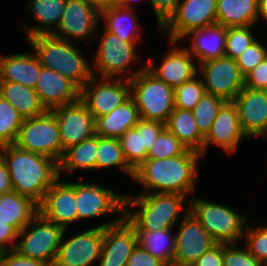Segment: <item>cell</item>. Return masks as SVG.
<instances>
[{"label": "cell", "mask_w": 267, "mask_h": 266, "mask_svg": "<svg viewBox=\"0 0 267 266\" xmlns=\"http://www.w3.org/2000/svg\"><path fill=\"white\" fill-rule=\"evenodd\" d=\"M267 24V0H258V22Z\"/></svg>", "instance_id": "cell-54"}, {"label": "cell", "mask_w": 267, "mask_h": 266, "mask_svg": "<svg viewBox=\"0 0 267 266\" xmlns=\"http://www.w3.org/2000/svg\"><path fill=\"white\" fill-rule=\"evenodd\" d=\"M249 223L245 227L242 244L258 261L267 265V223L260 222L257 226Z\"/></svg>", "instance_id": "cell-40"}, {"label": "cell", "mask_w": 267, "mask_h": 266, "mask_svg": "<svg viewBox=\"0 0 267 266\" xmlns=\"http://www.w3.org/2000/svg\"><path fill=\"white\" fill-rule=\"evenodd\" d=\"M35 90L48 111L80 99V88L74 82L57 71L44 67L40 69Z\"/></svg>", "instance_id": "cell-23"}, {"label": "cell", "mask_w": 267, "mask_h": 266, "mask_svg": "<svg viewBox=\"0 0 267 266\" xmlns=\"http://www.w3.org/2000/svg\"><path fill=\"white\" fill-rule=\"evenodd\" d=\"M126 266H167L159 258L143 249L139 243L136 245L127 260Z\"/></svg>", "instance_id": "cell-47"}, {"label": "cell", "mask_w": 267, "mask_h": 266, "mask_svg": "<svg viewBox=\"0 0 267 266\" xmlns=\"http://www.w3.org/2000/svg\"><path fill=\"white\" fill-rule=\"evenodd\" d=\"M100 25V11L91 0H67L64 13L56 30V38L73 43H91Z\"/></svg>", "instance_id": "cell-12"}, {"label": "cell", "mask_w": 267, "mask_h": 266, "mask_svg": "<svg viewBox=\"0 0 267 266\" xmlns=\"http://www.w3.org/2000/svg\"><path fill=\"white\" fill-rule=\"evenodd\" d=\"M198 75L201 77L206 93L232 102L244 88V75L235 59L223 56L198 64Z\"/></svg>", "instance_id": "cell-15"}, {"label": "cell", "mask_w": 267, "mask_h": 266, "mask_svg": "<svg viewBox=\"0 0 267 266\" xmlns=\"http://www.w3.org/2000/svg\"><path fill=\"white\" fill-rule=\"evenodd\" d=\"M19 232L6 222H0V249L8 251L15 249Z\"/></svg>", "instance_id": "cell-51"}, {"label": "cell", "mask_w": 267, "mask_h": 266, "mask_svg": "<svg viewBox=\"0 0 267 266\" xmlns=\"http://www.w3.org/2000/svg\"><path fill=\"white\" fill-rule=\"evenodd\" d=\"M136 11L120 6L105 8L100 11V24L123 41L138 46L143 43L145 29Z\"/></svg>", "instance_id": "cell-25"}, {"label": "cell", "mask_w": 267, "mask_h": 266, "mask_svg": "<svg viewBox=\"0 0 267 266\" xmlns=\"http://www.w3.org/2000/svg\"><path fill=\"white\" fill-rule=\"evenodd\" d=\"M114 167L132 181L134 170L126 162L119 138L98 136L96 172L104 169L109 170V168L114 169Z\"/></svg>", "instance_id": "cell-35"}, {"label": "cell", "mask_w": 267, "mask_h": 266, "mask_svg": "<svg viewBox=\"0 0 267 266\" xmlns=\"http://www.w3.org/2000/svg\"><path fill=\"white\" fill-rule=\"evenodd\" d=\"M181 0H149V5L155 15L157 29L177 9Z\"/></svg>", "instance_id": "cell-46"}, {"label": "cell", "mask_w": 267, "mask_h": 266, "mask_svg": "<svg viewBox=\"0 0 267 266\" xmlns=\"http://www.w3.org/2000/svg\"><path fill=\"white\" fill-rule=\"evenodd\" d=\"M216 24L226 28L259 25L258 0H217Z\"/></svg>", "instance_id": "cell-30"}, {"label": "cell", "mask_w": 267, "mask_h": 266, "mask_svg": "<svg viewBox=\"0 0 267 266\" xmlns=\"http://www.w3.org/2000/svg\"><path fill=\"white\" fill-rule=\"evenodd\" d=\"M124 215L110 221L77 231L65 240L64 231L53 266H94L99 261L103 243V228L119 222Z\"/></svg>", "instance_id": "cell-9"}, {"label": "cell", "mask_w": 267, "mask_h": 266, "mask_svg": "<svg viewBox=\"0 0 267 266\" xmlns=\"http://www.w3.org/2000/svg\"><path fill=\"white\" fill-rule=\"evenodd\" d=\"M1 266H49L47 263L21 255L15 249L3 251Z\"/></svg>", "instance_id": "cell-48"}, {"label": "cell", "mask_w": 267, "mask_h": 266, "mask_svg": "<svg viewBox=\"0 0 267 266\" xmlns=\"http://www.w3.org/2000/svg\"><path fill=\"white\" fill-rule=\"evenodd\" d=\"M11 191H13V188L11 185L10 174L4 160L0 156V195Z\"/></svg>", "instance_id": "cell-52"}, {"label": "cell", "mask_w": 267, "mask_h": 266, "mask_svg": "<svg viewBox=\"0 0 267 266\" xmlns=\"http://www.w3.org/2000/svg\"><path fill=\"white\" fill-rule=\"evenodd\" d=\"M76 181L59 177L44 194L38 213L64 229L78 222L76 210Z\"/></svg>", "instance_id": "cell-18"}, {"label": "cell", "mask_w": 267, "mask_h": 266, "mask_svg": "<svg viewBox=\"0 0 267 266\" xmlns=\"http://www.w3.org/2000/svg\"><path fill=\"white\" fill-rule=\"evenodd\" d=\"M141 120L135 101L130 97L110 113L95 119V134L100 137L120 138Z\"/></svg>", "instance_id": "cell-28"}, {"label": "cell", "mask_w": 267, "mask_h": 266, "mask_svg": "<svg viewBox=\"0 0 267 266\" xmlns=\"http://www.w3.org/2000/svg\"><path fill=\"white\" fill-rule=\"evenodd\" d=\"M224 103L222 98L205 93L192 110L197 128L204 137L210 132L218 110Z\"/></svg>", "instance_id": "cell-37"}, {"label": "cell", "mask_w": 267, "mask_h": 266, "mask_svg": "<svg viewBox=\"0 0 267 266\" xmlns=\"http://www.w3.org/2000/svg\"><path fill=\"white\" fill-rule=\"evenodd\" d=\"M94 43H98L91 59L94 76L131 80L145 67L143 63L139 69L132 68L133 65L136 67L135 63H138V60H141V54L138 56V51L136 52L137 45L123 41L101 24L95 35Z\"/></svg>", "instance_id": "cell-5"}, {"label": "cell", "mask_w": 267, "mask_h": 266, "mask_svg": "<svg viewBox=\"0 0 267 266\" xmlns=\"http://www.w3.org/2000/svg\"><path fill=\"white\" fill-rule=\"evenodd\" d=\"M65 229L39 213L19 232L15 250L53 266Z\"/></svg>", "instance_id": "cell-8"}, {"label": "cell", "mask_w": 267, "mask_h": 266, "mask_svg": "<svg viewBox=\"0 0 267 266\" xmlns=\"http://www.w3.org/2000/svg\"><path fill=\"white\" fill-rule=\"evenodd\" d=\"M244 140L249 139L241 129L237 109L233 102H225L218 110L212 128L205 137L203 159L211 145L232 156L239 151V145Z\"/></svg>", "instance_id": "cell-20"}, {"label": "cell", "mask_w": 267, "mask_h": 266, "mask_svg": "<svg viewBox=\"0 0 267 266\" xmlns=\"http://www.w3.org/2000/svg\"><path fill=\"white\" fill-rule=\"evenodd\" d=\"M255 26H238L226 28L225 55L236 59L258 36H255Z\"/></svg>", "instance_id": "cell-39"}, {"label": "cell", "mask_w": 267, "mask_h": 266, "mask_svg": "<svg viewBox=\"0 0 267 266\" xmlns=\"http://www.w3.org/2000/svg\"><path fill=\"white\" fill-rule=\"evenodd\" d=\"M174 229L136 231L138 234V243L143 249L151 253L154 257L159 258L167 266H173L175 253Z\"/></svg>", "instance_id": "cell-34"}, {"label": "cell", "mask_w": 267, "mask_h": 266, "mask_svg": "<svg viewBox=\"0 0 267 266\" xmlns=\"http://www.w3.org/2000/svg\"><path fill=\"white\" fill-rule=\"evenodd\" d=\"M0 96L7 100L26 119L43 115L48 110L34 88L21 83L0 81Z\"/></svg>", "instance_id": "cell-31"}, {"label": "cell", "mask_w": 267, "mask_h": 266, "mask_svg": "<svg viewBox=\"0 0 267 266\" xmlns=\"http://www.w3.org/2000/svg\"><path fill=\"white\" fill-rule=\"evenodd\" d=\"M10 174L13 191L29 197L39 205L46 191L59 178V165L54 159L23 150L15 144L0 148Z\"/></svg>", "instance_id": "cell-2"}, {"label": "cell", "mask_w": 267, "mask_h": 266, "mask_svg": "<svg viewBox=\"0 0 267 266\" xmlns=\"http://www.w3.org/2000/svg\"><path fill=\"white\" fill-rule=\"evenodd\" d=\"M176 228L173 266H190L216 244L191 211Z\"/></svg>", "instance_id": "cell-16"}, {"label": "cell", "mask_w": 267, "mask_h": 266, "mask_svg": "<svg viewBox=\"0 0 267 266\" xmlns=\"http://www.w3.org/2000/svg\"><path fill=\"white\" fill-rule=\"evenodd\" d=\"M142 1H144V0H119L118 6L136 10V7L134 5H136L137 2L139 3ZM147 1L149 4V0H147Z\"/></svg>", "instance_id": "cell-55"}, {"label": "cell", "mask_w": 267, "mask_h": 266, "mask_svg": "<svg viewBox=\"0 0 267 266\" xmlns=\"http://www.w3.org/2000/svg\"><path fill=\"white\" fill-rule=\"evenodd\" d=\"M2 252H3V250L0 249V266H1V255H2Z\"/></svg>", "instance_id": "cell-56"}, {"label": "cell", "mask_w": 267, "mask_h": 266, "mask_svg": "<svg viewBox=\"0 0 267 266\" xmlns=\"http://www.w3.org/2000/svg\"><path fill=\"white\" fill-rule=\"evenodd\" d=\"M189 210L215 243L241 244L249 219L241 211L196 194L190 198Z\"/></svg>", "instance_id": "cell-6"}, {"label": "cell", "mask_w": 267, "mask_h": 266, "mask_svg": "<svg viewBox=\"0 0 267 266\" xmlns=\"http://www.w3.org/2000/svg\"><path fill=\"white\" fill-rule=\"evenodd\" d=\"M24 118L0 96V147L14 144Z\"/></svg>", "instance_id": "cell-38"}, {"label": "cell", "mask_w": 267, "mask_h": 266, "mask_svg": "<svg viewBox=\"0 0 267 266\" xmlns=\"http://www.w3.org/2000/svg\"><path fill=\"white\" fill-rule=\"evenodd\" d=\"M190 266H223V244H215Z\"/></svg>", "instance_id": "cell-49"}, {"label": "cell", "mask_w": 267, "mask_h": 266, "mask_svg": "<svg viewBox=\"0 0 267 266\" xmlns=\"http://www.w3.org/2000/svg\"><path fill=\"white\" fill-rule=\"evenodd\" d=\"M217 0H181L177 9L158 28L163 39L180 41L189 31L216 24Z\"/></svg>", "instance_id": "cell-11"}, {"label": "cell", "mask_w": 267, "mask_h": 266, "mask_svg": "<svg viewBox=\"0 0 267 266\" xmlns=\"http://www.w3.org/2000/svg\"><path fill=\"white\" fill-rule=\"evenodd\" d=\"M14 144L23 150L50 157L58 163L62 158L59 127L51 111L24 119Z\"/></svg>", "instance_id": "cell-10"}, {"label": "cell", "mask_w": 267, "mask_h": 266, "mask_svg": "<svg viewBox=\"0 0 267 266\" xmlns=\"http://www.w3.org/2000/svg\"><path fill=\"white\" fill-rule=\"evenodd\" d=\"M205 93L203 81L197 75L174 90L175 108L192 111Z\"/></svg>", "instance_id": "cell-41"}, {"label": "cell", "mask_w": 267, "mask_h": 266, "mask_svg": "<svg viewBox=\"0 0 267 266\" xmlns=\"http://www.w3.org/2000/svg\"><path fill=\"white\" fill-rule=\"evenodd\" d=\"M131 97L130 80L92 76L80 89V100L94 119L107 115Z\"/></svg>", "instance_id": "cell-14"}, {"label": "cell", "mask_w": 267, "mask_h": 266, "mask_svg": "<svg viewBox=\"0 0 267 266\" xmlns=\"http://www.w3.org/2000/svg\"><path fill=\"white\" fill-rule=\"evenodd\" d=\"M26 41L42 67L57 71L80 89L93 76L91 59L88 61L77 43L52 35H36Z\"/></svg>", "instance_id": "cell-4"}, {"label": "cell", "mask_w": 267, "mask_h": 266, "mask_svg": "<svg viewBox=\"0 0 267 266\" xmlns=\"http://www.w3.org/2000/svg\"><path fill=\"white\" fill-rule=\"evenodd\" d=\"M186 150L187 147L165 128L147 152L146 159H165L179 156Z\"/></svg>", "instance_id": "cell-42"}, {"label": "cell", "mask_w": 267, "mask_h": 266, "mask_svg": "<svg viewBox=\"0 0 267 266\" xmlns=\"http://www.w3.org/2000/svg\"><path fill=\"white\" fill-rule=\"evenodd\" d=\"M189 209L190 199L180 194L128 193L124 195V218L136 231L176 228L181 216H185Z\"/></svg>", "instance_id": "cell-3"}, {"label": "cell", "mask_w": 267, "mask_h": 266, "mask_svg": "<svg viewBox=\"0 0 267 266\" xmlns=\"http://www.w3.org/2000/svg\"><path fill=\"white\" fill-rule=\"evenodd\" d=\"M223 266H265L238 243L223 244Z\"/></svg>", "instance_id": "cell-43"}, {"label": "cell", "mask_w": 267, "mask_h": 266, "mask_svg": "<svg viewBox=\"0 0 267 266\" xmlns=\"http://www.w3.org/2000/svg\"><path fill=\"white\" fill-rule=\"evenodd\" d=\"M38 205L15 191L0 195V222H6L20 232L36 215Z\"/></svg>", "instance_id": "cell-32"}, {"label": "cell", "mask_w": 267, "mask_h": 266, "mask_svg": "<svg viewBox=\"0 0 267 266\" xmlns=\"http://www.w3.org/2000/svg\"><path fill=\"white\" fill-rule=\"evenodd\" d=\"M166 41L170 49L162 56L159 66L149 58L148 62L145 61V67L175 90L198 75V63L183 44L181 46L178 41Z\"/></svg>", "instance_id": "cell-17"}, {"label": "cell", "mask_w": 267, "mask_h": 266, "mask_svg": "<svg viewBox=\"0 0 267 266\" xmlns=\"http://www.w3.org/2000/svg\"><path fill=\"white\" fill-rule=\"evenodd\" d=\"M266 47V43L257 39L235 59L244 76L266 58Z\"/></svg>", "instance_id": "cell-44"}, {"label": "cell", "mask_w": 267, "mask_h": 266, "mask_svg": "<svg viewBox=\"0 0 267 266\" xmlns=\"http://www.w3.org/2000/svg\"><path fill=\"white\" fill-rule=\"evenodd\" d=\"M97 148V134L83 140L77 145L67 148L58 163L59 177H62L64 174L74 176L77 171L96 172Z\"/></svg>", "instance_id": "cell-29"}, {"label": "cell", "mask_w": 267, "mask_h": 266, "mask_svg": "<svg viewBox=\"0 0 267 266\" xmlns=\"http://www.w3.org/2000/svg\"><path fill=\"white\" fill-rule=\"evenodd\" d=\"M137 244L138 234L124 217L104 227L101 254L96 266H126Z\"/></svg>", "instance_id": "cell-22"}, {"label": "cell", "mask_w": 267, "mask_h": 266, "mask_svg": "<svg viewBox=\"0 0 267 266\" xmlns=\"http://www.w3.org/2000/svg\"><path fill=\"white\" fill-rule=\"evenodd\" d=\"M244 87L267 90V58L244 76Z\"/></svg>", "instance_id": "cell-45"}, {"label": "cell", "mask_w": 267, "mask_h": 266, "mask_svg": "<svg viewBox=\"0 0 267 266\" xmlns=\"http://www.w3.org/2000/svg\"><path fill=\"white\" fill-rule=\"evenodd\" d=\"M165 128L187 149L197 151L203 157L205 137L198 130L192 111L174 108L165 123Z\"/></svg>", "instance_id": "cell-33"}, {"label": "cell", "mask_w": 267, "mask_h": 266, "mask_svg": "<svg viewBox=\"0 0 267 266\" xmlns=\"http://www.w3.org/2000/svg\"><path fill=\"white\" fill-rule=\"evenodd\" d=\"M83 177L76 181V210L78 222L106 215H124V194L100 183L84 182Z\"/></svg>", "instance_id": "cell-13"}, {"label": "cell", "mask_w": 267, "mask_h": 266, "mask_svg": "<svg viewBox=\"0 0 267 266\" xmlns=\"http://www.w3.org/2000/svg\"><path fill=\"white\" fill-rule=\"evenodd\" d=\"M165 129V124L158 121L143 120V140L146 151L152 147L159 134Z\"/></svg>", "instance_id": "cell-50"}, {"label": "cell", "mask_w": 267, "mask_h": 266, "mask_svg": "<svg viewBox=\"0 0 267 266\" xmlns=\"http://www.w3.org/2000/svg\"><path fill=\"white\" fill-rule=\"evenodd\" d=\"M119 140L126 162L135 170L147 158L143 140V120L128 129Z\"/></svg>", "instance_id": "cell-36"}, {"label": "cell", "mask_w": 267, "mask_h": 266, "mask_svg": "<svg viewBox=\"0 0 267 266\" xmlns=\"http://www.w3.org/2000/svg\"><path fill=\"white\" fill-rule=\"evenodd\" d=\"M118 1L119 0H91L99 11L105 8L118 6Z\"/></svg>", "instance_id": "cell-53"}, {"label": "cell", "mask_w": 267, "mask_h": 266, "mask_svg": "<svg viewBox=\"0 0 267 266\" xmlns=\"http://www.w3.org/2000/svg\"><path fill=\"white\" fill-rule=\"evenodd\" d=\"M130 86L140 118L165 124L175 108L174 89L146 67L130 80Z\"/></svg>", "instance_id": "cell-7"}, {"label": "cell", "mask_w": 267, "mask_h": 266, "mask_svg": "<svg viewBox=\"0 0 267 266\" xmlns=\"http://www.w3.org/2000/svg\"><path fill=\"white\" fill-rule=\"evenodd\" d=\"M30 51L0 54V81L21 83L35 89L42 66L34 51Z\"/></svg>", "instance_id": "cell-26"}, {"label": "cell", "mask_w": 267, "mask_h": 266, "mask_svg": "<svg viewBox=\"0 0 267 266\" xmlns=\"http://www.w3.org/2000/svg\"><path fill=\"white\" fill-rule=\"evenodd\" d=\"M187 41L183 47L196 59L197 63L216 59L225 55L226 27L213 24L202 29H194L179 41Z\"/></svg>", "instance_id": "cell-24"}, {"label": "cell", "mask_w": 267, "mask_h": 266, "mask_svg": "<svg viewBox=\"0 0 267 266\" xmlns=\"http://www.w3.org/2000/svg\"><path fill=\"white\" fill-rule=\"evenodd\" d=\"M237 109L239 123L249 140L267 137V90L244 87L232 101Z\"/></svg>", "instance_id": "cell-21"}, {"label": "cell", "mask_w": 267, "mask_h": 266, "mask_svg": "<svg viewBox=\"0 0 267 266\" xmlns=\"http://www.w3.org/2000/svg\"><path fill=\"white\" fill-rule=\"evenodd\" d=\"M201 153L187 149L165 159H146L135 170L133 181L143 187L141 194L175 193L192 198L197 191Z\"/></svg>", "instance_id": "cell-1"}, {"label": "cell", "mask_w": 267, "mask_h": 266, "mask_svg": "<svg viewBox=\"0 0 267 266\" xmlns=\"http://www.w3.org/2000/svg\"><path fill=\"white\" fill-rule=\"evenodd\" d=\"M29 1V2H28ZM25 11L35 23L26 25L25 38L36 35H51L57 28L64 13L67 0H28Z\"/></svg>", "instance_id": "cell-27"}, {"label": "cell", "mask_w": 267, "mask_h": 266, "mask_svg": "<svg viewBox=\"0 0 267 266\" xmlns=\"http://www.w3.org/2000/svg\"><path fill=\"white\" fill-rule=\"evenodd\" d=\"M50 111L59 127L62 156L67 148L95 135V119L80 99Z\"/></svg>", "instance_id": "cell-19"}]
</instances>
